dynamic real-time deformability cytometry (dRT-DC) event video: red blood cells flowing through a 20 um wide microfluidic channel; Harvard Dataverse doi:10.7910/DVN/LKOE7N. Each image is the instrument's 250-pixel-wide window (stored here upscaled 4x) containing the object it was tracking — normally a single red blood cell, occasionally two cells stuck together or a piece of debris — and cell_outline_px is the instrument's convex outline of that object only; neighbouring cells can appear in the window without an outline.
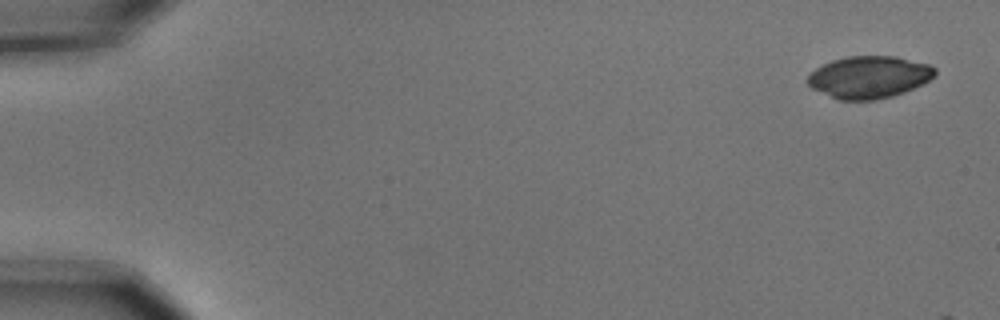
{"species": "common noctule bat (a hibernating species)", "species_latin": "Nyctalus noctula", "temperature_condition": "cold", "stored_images_in_passage": 5, "camera_frame_rate_fps": 3000, "um_per_image_px": 0.085, "animal": {"sex": "male", "body_mass_g": 15.6}, "frame": {"image": 1, "passage_image": 1, "time_ms": 0.0, "image_size_px": [1000, 320], "cell_outline_px": [[936, 72], [928, 80], [904, 92], [892, 96], [876, 100], [840, 100], [812, 88], [808, 84], [808, 76], [816, 68], [832, 60], [848, 56], [896, 56], [928, 64], [936, 68]], "centroid_in_image_um": [73.87, 6.55], "position_along_channel_um": 11.1, "area_um2": 30.92}}